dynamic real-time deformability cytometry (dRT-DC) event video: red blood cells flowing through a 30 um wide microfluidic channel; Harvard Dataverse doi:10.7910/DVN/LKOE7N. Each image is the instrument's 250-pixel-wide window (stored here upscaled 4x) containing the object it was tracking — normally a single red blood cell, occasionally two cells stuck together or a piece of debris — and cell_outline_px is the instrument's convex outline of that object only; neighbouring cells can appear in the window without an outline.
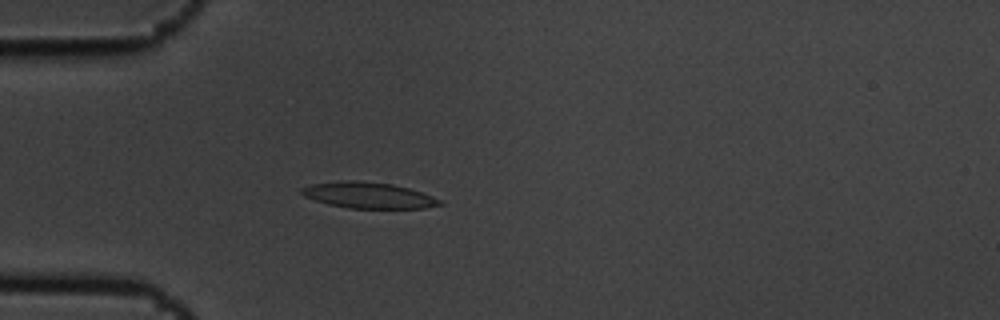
{"species": "common noctule bat (a hibernating species)", "species_latin": "Nyctalus noctula", "temperature_condition": "cold", "stored_images_in_passage": 5, "camera_frame_rate_fps": 3000, "um_per_image_px": 0.085, "animal": {"sex": "male", "body_mass_g": 19.5, "forearm_length_mm": 54.6}, "frame": {"image": 1, "passage_image": 5, "time_ms": 1.333, "image_size_px": [1000, 320], "cell_outline_px": [[444, 204], [424, 208], [348, 208], [328, 204], [304, 196], [300, 192], [300, 188], [312, 184], [344, 180], [356, 180], [392, 184], [408, 188], [432, 196], [440, 200]], "centroid_in_image_um": [31.29, 16.59], "position_along_channel_um": 53.7, "area_um2": 20.81}}